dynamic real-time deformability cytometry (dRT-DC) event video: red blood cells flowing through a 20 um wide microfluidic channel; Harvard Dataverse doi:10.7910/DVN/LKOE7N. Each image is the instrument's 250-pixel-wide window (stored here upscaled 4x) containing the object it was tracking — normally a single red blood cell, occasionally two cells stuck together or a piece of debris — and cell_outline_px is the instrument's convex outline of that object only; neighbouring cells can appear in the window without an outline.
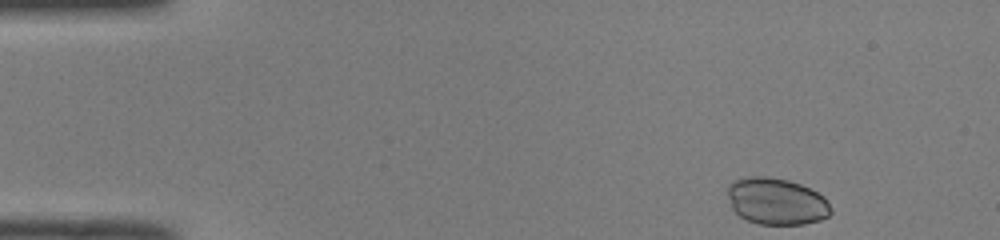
{"species": "common noctule bat (a hibernating species)", "species_latin": "Nyctalus noctula", "temperature_condition": "room temperature", "stored_images_in_passage": 46, "camera_frame_rate_fps": 3000, "um_per_image_px": 0.085, "animal": {"sex": "male", "body_mass_g": 19.0, "forearm_length_mm": 50.8}, "frame": {"image": 1, "passage_image": 1, "time_ms": 0.0, "image_size_px": [1000, 240], "cell_outline_px": [[832, 212], [828, 216], [820, 220], [804, 224], [760, 224], [748, 220], [740, 216], [732, 208], [728, 196], [728, 184], [736, 180], [748, 176], [768, 176], [788, 180], [800, 184], [824, 196]], "centroid_in_image_um": [65.99, 17.11], "position_along_channel_um": 19.0, "area_um2": 27.98}}
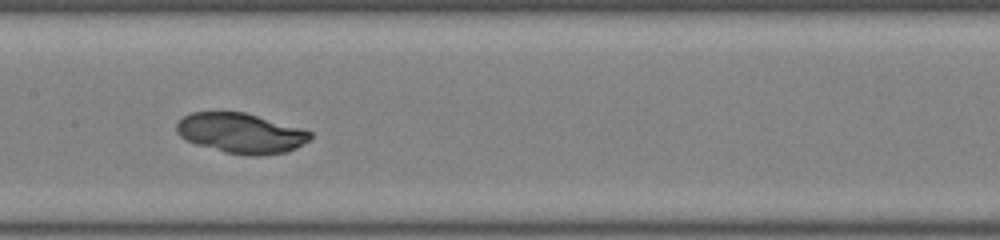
{"frame": {"image": 2, "passage_image": 21, "time_ms": 6.667, "image_size_px": [1000, 240], "cell_outline_px": [[312, 136], [308, 140], [296, 148], [288, 152], [260, 156], [248, 156], [224, 152], [196, 144], [180, 136], [176, 132], [176, 124], [184, 116], [192, 112], [244, 112], [304, 128], [312, 132]], "centroid_in_image_um": [20.51, 11.32], "position_along_channel_um": 186.9, "area_um2": 31.39}}
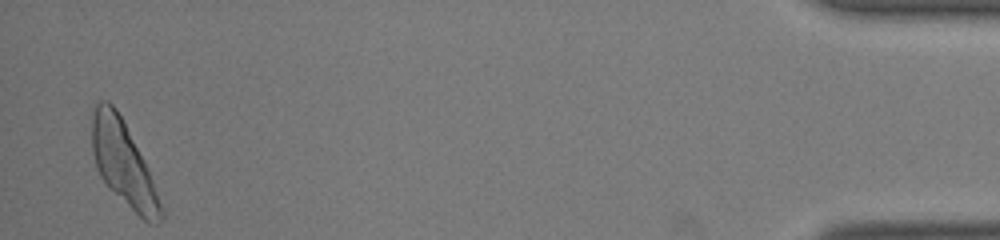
{"frame": {"image": 3, "passage_image": 45, "time_ms": 14.667, "image_size_px": [1000, 240], "cell_outline_px": [[164, 220], [156, 224], [152, 224], [144, 220], [100, 176], [92, 152], [92, 116], [96, 104], [100, 100], [108, 100], [116, 108], [148, 172], [164, 212]], "centroid_in_image_um": [10.46, 13.88], "position_along_channel_um": 424.7, "area_um2": 32.08}}